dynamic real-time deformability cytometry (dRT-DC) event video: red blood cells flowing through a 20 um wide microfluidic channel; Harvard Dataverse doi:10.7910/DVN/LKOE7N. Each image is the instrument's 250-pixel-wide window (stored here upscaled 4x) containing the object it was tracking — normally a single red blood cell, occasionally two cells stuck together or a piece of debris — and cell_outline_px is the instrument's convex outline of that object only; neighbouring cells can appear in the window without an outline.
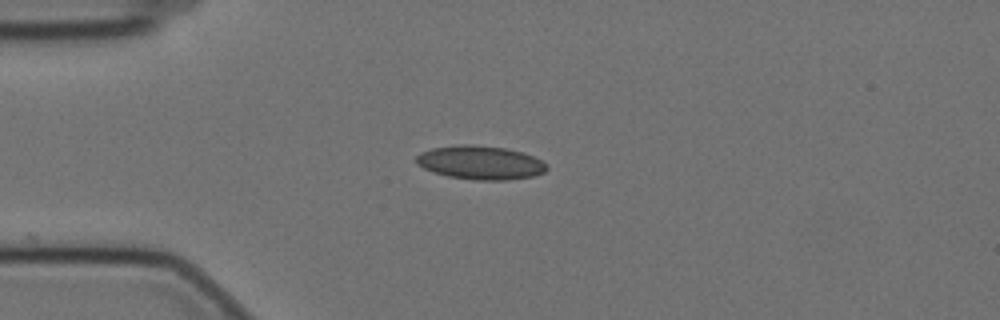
{"species": "Egyptian fruit bat (a non-hibernating species)", "species_latin": "Rousettus aegyptiacus", "temperature_condition": "cold", "stored_images_in_passage": 8, "camera_frame_rate_fps": 3000, "um_per_image_px": 0.085, "animal": {"sex": "female"}, "frame": {"image": 1, "passage_image": 1, "time_ms": 0.0, "image_size_px": [1000, 320], "cell_outline_px": [[548, 168], [544, 172], [532, 176], [508, 180], [476, 180], [448, 176], [424, 168], [416, 164], [416, 156], [420, 152], [432, 148], [456, 144], [472, 144], [504, 148], [524, 152], [548, 164]], "centroid_in_image_um": [40.83, 13.81], "position_along_channel_um": 44.2, "area_um2": 25.66}}
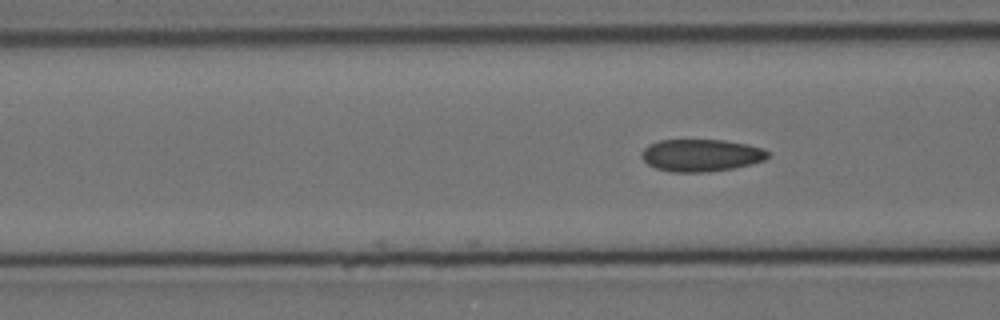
{"frame": {"image": 2, "passage_image": 8, "time_ms": 2.333, "image_size_px": [1000, 320], "cell_outline_px": [[768, 156], [764, 160], [752, 164], [732, 168], [708, 172], [672, 172], [656, 168], [648, 164], [640, 156], [640, 152], [648, 144], [660, 140], [724, 140], [748, 144], [764, 148], [768, 152]], "centroid_in_image_um": [59.58, 13.19], "position_along_channel_um": 107.0, "area_um2": 23.87}}